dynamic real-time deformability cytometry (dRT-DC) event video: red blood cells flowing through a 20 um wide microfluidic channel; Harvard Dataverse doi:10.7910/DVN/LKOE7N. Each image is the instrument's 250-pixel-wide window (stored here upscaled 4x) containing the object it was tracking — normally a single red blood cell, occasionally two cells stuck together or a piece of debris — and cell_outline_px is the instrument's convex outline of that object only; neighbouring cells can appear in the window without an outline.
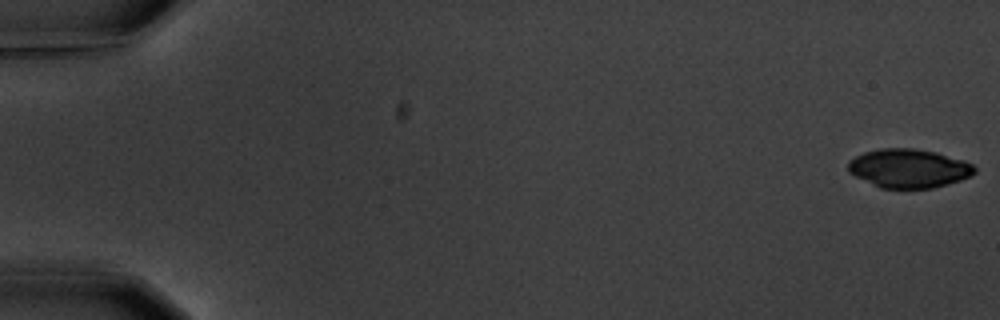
{"species": "common noctule bat (a hibernating species)", "species_latin": "Nyctalus noctula", "temperature_condition": "warm", "stored_images_in_passage": 7, "camera_frame_rate_fps": 3000, "um_per_image_px": 0.085, "animal": {"sex": "male", "body_mass_g": 20.1, "forearm_length_mm": 53.5}, "frame": {"image": 1, "passage_image": 1, "time_ms": 0.0, "image_size_px": [1000, 320], "cell_outline_px": [[976, 172], [972, 176], [960, 180], [932, 188], [880, 188], [848, 172], [848, 160], [864, 152], [880, 148], [912, 148], [936, 152], [964, 160], [972, 164], [976, 168]], "centroid_in_image_um": [77.25, 14.3], "position_along_channel_um": 7.7, "area_um2": 28.61}}